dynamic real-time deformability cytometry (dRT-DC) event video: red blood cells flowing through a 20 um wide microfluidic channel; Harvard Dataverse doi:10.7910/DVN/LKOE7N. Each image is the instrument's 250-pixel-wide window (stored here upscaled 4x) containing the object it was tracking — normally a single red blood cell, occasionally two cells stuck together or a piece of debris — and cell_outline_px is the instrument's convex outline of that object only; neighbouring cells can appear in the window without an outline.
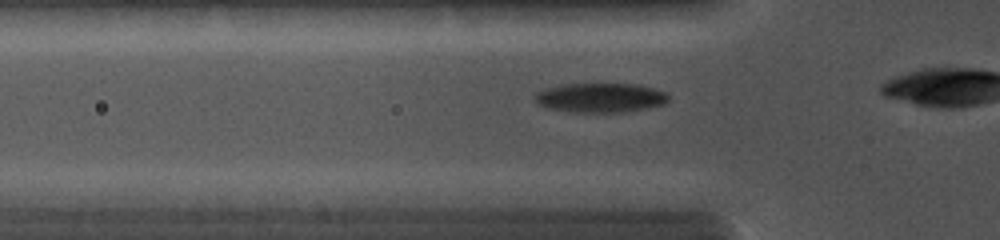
{"species": "common noctule bat (a hibernating species)", "species_latin": "Nyctalus noctula", "temperature_condition": "cold", "stored_images_in_passage": 34, "camera_frame_rate_fps": 5000, "um_per_image_px": 0.085, "animal": {"sex": "female", "body_mass_g": 19.0, "forearm_length_mm": 56.7}, "frame": {"image": 1, "passage_image": 5, "time_ms": 1.0, "image_size_px": [1000, 240], "cell_outline_px": [[668, 100], [664, 104], [648, 108], [624, 112], [572, 112], [544, 108], [536, 104], [536, 92], [544, 88], [560, 84], [640, 84], [664, 92], [668, 96]], "centroid_in_image_um": [50.98, 8.31], "position_along_channel_um": 74.8, "area_um2": 23.06}}
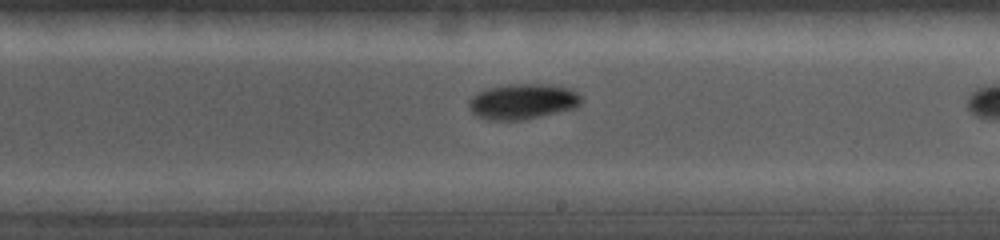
{"frame": {"image": 2, "passage_image": 20, "time_ms": 4.8, "image_size_px": [1000, 240], "cell_outline_px": [[584, 100], [576, 108], [524, 120], [488, 120], [476, 116], [468, 108], [468, 100], [476, 92], [488, 88], [508, 84], [548, 84], [572, 88]], "centroid_in_image_um": [44.42, 8.62], "position_along_channel_um": 244.6, "area_um2": 23.64}}
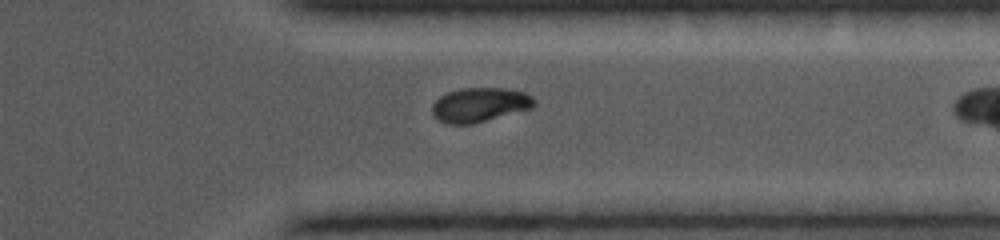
{"frame": {"image": 3, "passage_image": 32, "time_ms": 7.6, "image_size_px": [1000, 240], "cell_outline_px": [[536, 104], [532, 108], [472, 124], [448, 124], [440, 120], [432, 112], [432, 104], [440, 96], [448, 92], [464, 88], [508, 88], [524, 92], [532, 96], [536, 100]], "centroid_in_image_um": [40.81, 8.9], "position_along_channel_um": 370.6, "area_um2": 20.35}}